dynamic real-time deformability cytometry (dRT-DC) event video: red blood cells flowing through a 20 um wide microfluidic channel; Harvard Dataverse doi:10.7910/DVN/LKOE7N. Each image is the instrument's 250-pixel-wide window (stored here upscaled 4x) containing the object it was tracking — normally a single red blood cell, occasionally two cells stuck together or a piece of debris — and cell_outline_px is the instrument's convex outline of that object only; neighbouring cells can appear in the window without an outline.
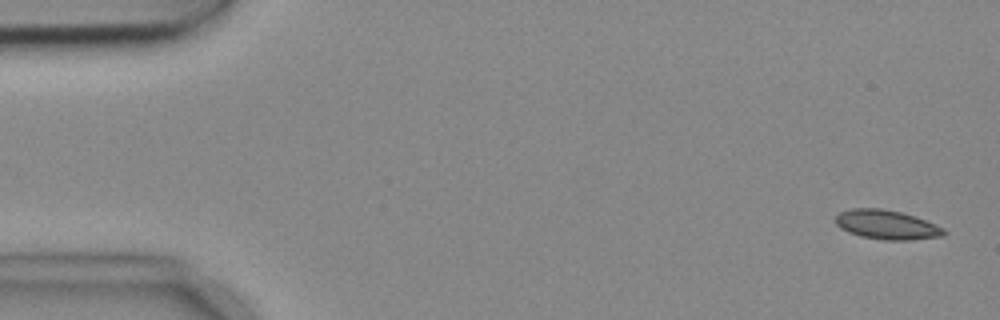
{"species": "common noctule bat (a hibernating species)", "species_latin": "Nyctalus noctula", "temperature_condition": "cold", "stored_images_in_passage": 9, "camera_frame_rate_fps": 3000, "um_per_image_px": 0.085, "animal": {"sex": "female", "body_mass_g": 18.4}, "frame": {"image": 1, "passage_image": 1, "time_ms": 0.0, "image_size_px": [1000, 320], "cell_outline_px": [[948, 232], [944, 236], [912, 240], [884, 240], [860, 236], [848, 232], [840, 228], [836, 224], [836, 216], [840, 212], [852, 208], [880, 208], [900, 212], [916, 216], [936, 224], [944, 228]], "centroid_in_image_um": [75.41, 19.11], "position_along_channel_um": 9.6, "area_um2": 18.67}}
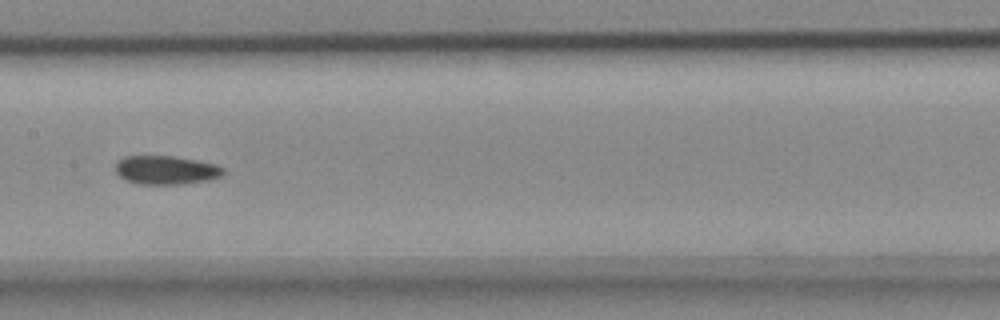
{"frame": {"image": 2, "passage_image": 8, "time_ms": 2.333, "image_size_px": [1000, 320], "cell_outline_px": [[224, 172], [220, 176], [208, 180], [180, 184], [136, 184], [124, 180], [116, 172], [116, 164], [124, 156], [172, 156], [196, 160], [216, 164], [224, 168]], "centroid_in_image_um": [14.1, 14.46], "position_along_channel_um": 193.3, "area_um2": 17.98}}
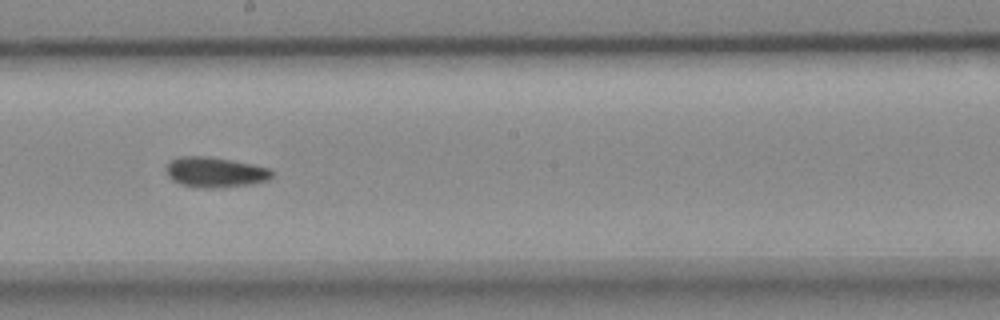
{"frame": {"image": 3, "passage_image": 9, "time_ms": 2.667, "image_size_px": [1000, 320], "cell_outline_px": [[276, 172], [272, 180], [252, 184], [224, 188], [204, 188], [180, 184], [172, 180], [168, 176], [168, 164], [172, 160], [180, 156], [208, 156], [252, 164], [268, 168]], "centroid_in_image_um": [18.38, 14.65], "position_along_channel_um": 229.8, "area_um2": 18.84}}